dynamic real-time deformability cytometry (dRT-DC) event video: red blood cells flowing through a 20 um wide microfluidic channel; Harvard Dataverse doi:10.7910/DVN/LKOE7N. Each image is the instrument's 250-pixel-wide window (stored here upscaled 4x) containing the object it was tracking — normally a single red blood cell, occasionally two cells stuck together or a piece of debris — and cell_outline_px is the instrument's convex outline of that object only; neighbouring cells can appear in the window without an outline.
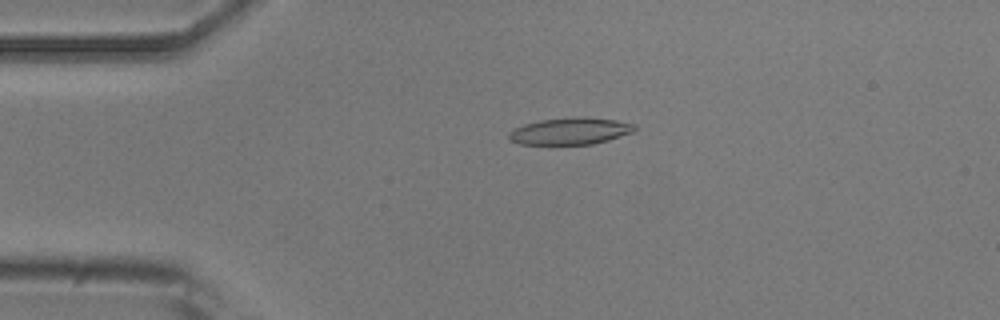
{"species": "common noctule bat (a hibernating species)", "species_latin": "Nyctalus noctula", "temperature_condition": "room temperature", "stored_images_in_passage": 5, "camera_frame_rate_fps": 3000, "um_per_image_px": 0.085, "animal": {"sex": "male", "body_mass_g": 20.5, "forearm_length_mm": 52.5}, "frame": {"image": 1, "passage_image": 4, "time_ms": 3.333, "image_size_px": [1000, 320], "cell_outline_px": [[636, 128], [632, 132], [608, 140], [592, 144], [520, 144], [512, 140], [508, 136], [508, 132], [512, 128], [524, 124], [540, 120], [576, 116], [580, 116], [616, 120], [636, 124]], "centroid_in_image_um": [48.46, 11.13], "position_along_channel_um": 36.5, "area_um2": 19.71}}